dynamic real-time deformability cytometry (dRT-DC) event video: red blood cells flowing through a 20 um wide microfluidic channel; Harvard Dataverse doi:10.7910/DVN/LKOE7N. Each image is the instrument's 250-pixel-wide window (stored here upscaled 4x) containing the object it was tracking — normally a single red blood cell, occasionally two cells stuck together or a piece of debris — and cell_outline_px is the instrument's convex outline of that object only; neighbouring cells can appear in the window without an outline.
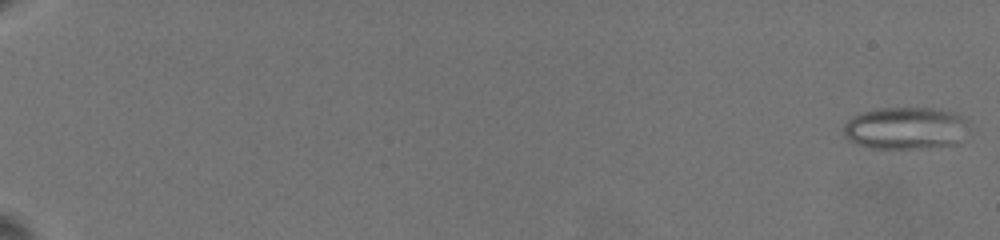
{"species": "common noctule bat (a hibernating species)", "species_latin": "Nyctalus noctula", "temperature_condition": "warm", "stored_images_in_passage": 46, "camera_frame_rate_fps": 3000, "um_per_image_px": 0.085, "animal": {"sex": "female", "body_mass_g": 19.5, "forearm_length_mm": 54.1}, "frame": {"image": 1, "passage_image": 1, "time_ms": 0.0, "image_size_px": [1000, 240], "cell_outline_px": [[972, 124], [960, 144], [920, 148], [872, 148], [856, 144], [848, 140], [844, 136], [844, 124], [852, 116], [860, 112], [876, 108], [932, 108], [952, 112], [964, 116]], "centroid_in_image_um": [77.03, 10.89], "position_along_channel_um": 8.0, "area_um2": 31.56}}
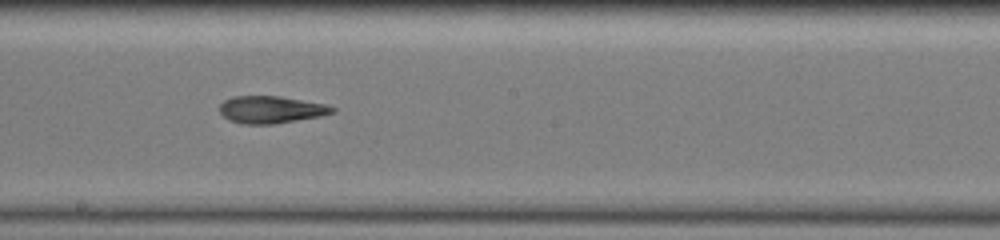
{"frame": {"image": 2, "passage_image": 34, "time_ms": 13.0, "image_size_px": [1000, 240], "cell_outline_px": [[336, 112], [320, 116], [272, 124], [240, 124], [228, 120], [220, 112], [220, 104], [224, 100], [232, 96], [280, 96], [328, 104], [336, 108]], "centroid_in_image_um": [23.05, 9.31], "position_along_channel_um": 225.2, "area_um2": 18.03}}
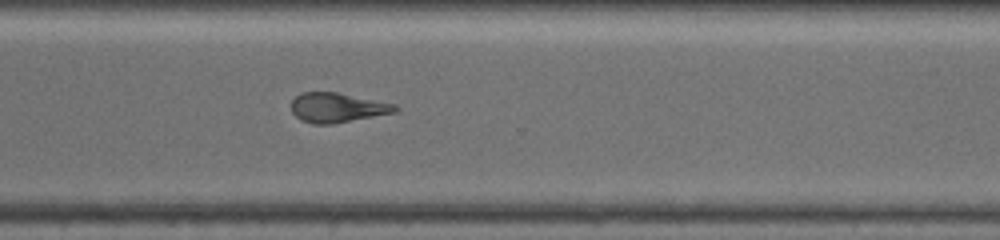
{"frame": {"image": 3, "passage_image": 45, "time_ms": 16.333, "image_size_px": [1000, 240], "cell_outline_px": [[400, 108], [396, 112], [332, 124], [312, 124], [300, 120], [292, 112], [292, 100], [300, 92], [336, 92], [396, 104]], "centroid_in_image_um": [28.66, 9.15], "position_along_channel_um": 341.9, "area_um2": 17.92}}